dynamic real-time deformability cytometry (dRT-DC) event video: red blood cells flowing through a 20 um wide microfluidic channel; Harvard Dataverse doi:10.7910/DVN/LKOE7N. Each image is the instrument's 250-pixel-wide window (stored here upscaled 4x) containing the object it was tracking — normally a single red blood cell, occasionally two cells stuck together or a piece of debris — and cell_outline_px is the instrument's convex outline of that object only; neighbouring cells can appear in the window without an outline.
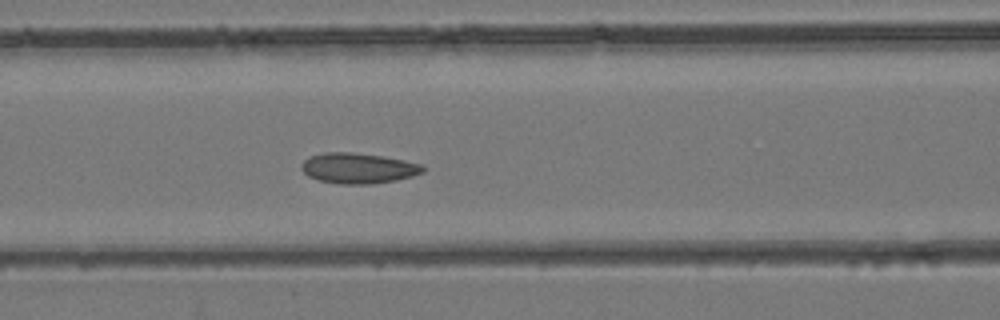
{"species": "common noctule bat (a hibernating species)", "species_latin": "Nyctalus noctula", "temperature_condition": "room temperature", "stored_images_in_passage": 15, "camera_frame_rate_fps": 3000, "um_per_image_px": 0.085, "animal": {"sex": "female", "body_mass_g": 24.6, "forearm_length_mm": 56.2}, "frame": {"image": 1, "passage_image": 9, "time_ms": 2.667, "image_size_px": [1000, 320], "cell_outline_px": [[424, 172], [412, 176], [396, 180], [372, 184], [340, 184], [320, 180], [308, 176], [300, 168], [300, 164], [308, 156], [324, 152], [352, 152], [384, 156], [404, 160], [420, 164], [424, 168]], "centroid_in_image_um": [30.42, 14.29], "position_along_channel_um": 136.2, "area_um2": 21.68}}
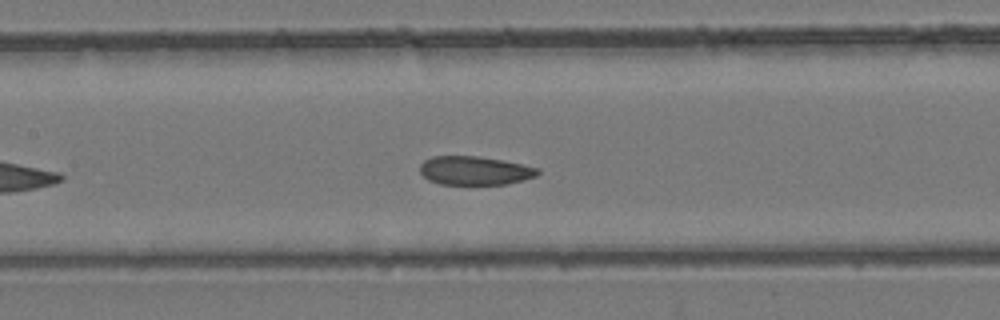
{"frame": {"image": 2, "passage_image": 11, "time_ms": 3.333, "image_size_px": [1000, 320], "cell_outline_px": [[540, 172], [536, 176], [508, 184], [440, 184], [428, 180], [420, 172], [420, 164], [424, 160], [432, 156], [480, 156], [540, 168]], "centroid_in_image_um": [40.33, 14.5], "position_along_channel_um": 167.1, "area_um2": 19.65}}